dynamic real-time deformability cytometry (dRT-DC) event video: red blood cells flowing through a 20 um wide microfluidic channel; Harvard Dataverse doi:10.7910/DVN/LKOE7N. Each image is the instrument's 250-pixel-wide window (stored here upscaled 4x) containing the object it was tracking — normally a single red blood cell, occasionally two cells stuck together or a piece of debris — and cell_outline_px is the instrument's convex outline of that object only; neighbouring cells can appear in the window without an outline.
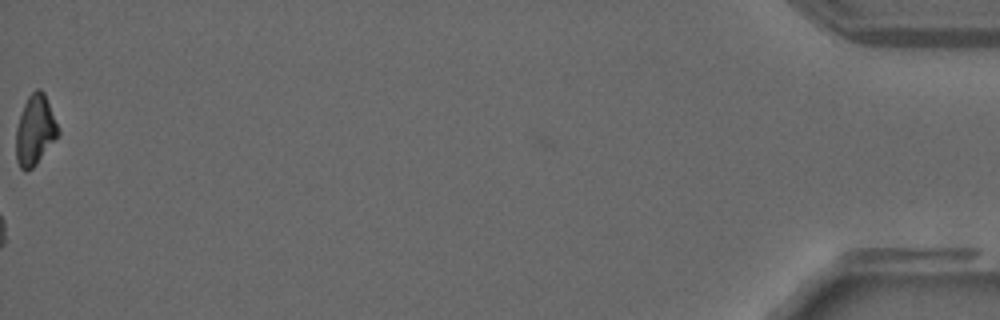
{"species": "common noctule bat (a hibernating species)", "species_latin": "Nyctalus noctula", "temperature_condition": "warm", "stored_images_in_passage": 35, "camera_frame_rate_fps": 3000, "um_per_image_px": 0.085, "animal": {"sex": "male", "forearm_length_mm": 52.5}, "frame": {"image": 1, "passage_image": 35, "time_ms": 11.333, "image_size_px": [1000, 320], "cell_outline_px": [[60, 132], [36, 164], [32, 168], [24, 172], [20, 168], [16, 160], [16, 128], [24, 104], [28, 96], [36, 88], [40, 88], [44, 92], [60, 128]], "centroid_in_image_um": [2.98, 11.05], "position_along_channel_um": 432.2, "area_um2": 17.17}}